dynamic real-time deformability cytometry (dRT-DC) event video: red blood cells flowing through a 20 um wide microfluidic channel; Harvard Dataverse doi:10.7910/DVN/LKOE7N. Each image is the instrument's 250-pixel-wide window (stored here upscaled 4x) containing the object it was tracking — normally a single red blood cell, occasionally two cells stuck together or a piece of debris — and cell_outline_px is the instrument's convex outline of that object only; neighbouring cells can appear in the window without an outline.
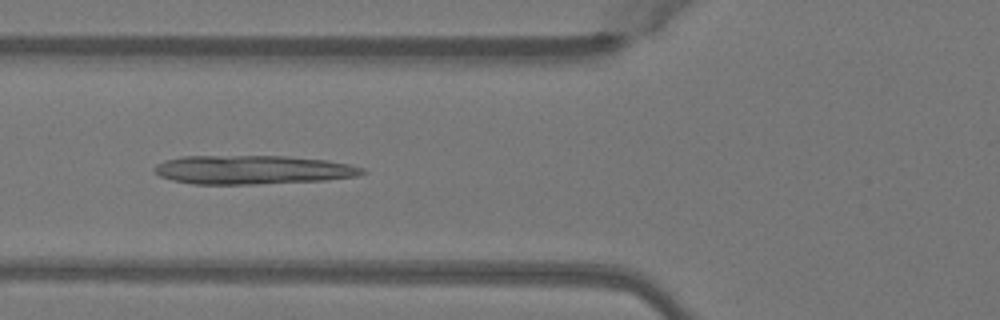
{"species": "Egyptian fruit bat (a non-hibernating species)", "species_latin": "Rousettus aegyptiacus", "temperature_condition": "warm", "stored_images_in_passage": 51, "segment_of_instrument_passage": [1, 2], "camera_frame_rate_fps": 3000, "um_per_image_px": 0.085, "animal": {"sex": "female"}, "frame": {"image": 1, "passage_image": 19, "time_ms": 6.0, "image_size_px": [1000, 320], "cell_outline_px": [[364, 172], [356, 176], [328, 180], [256, 184], [192, 184], [172, 180], [160, 176], [152, 168], [156, 164], [164, 160], [180, 156], [288, 156], [328, 160], [348, 164], [364, 168]], "centroid_in_image_um": [21.44, 14.43], "position_along_channel_um": 104.4, "area_um2": 35.08}}
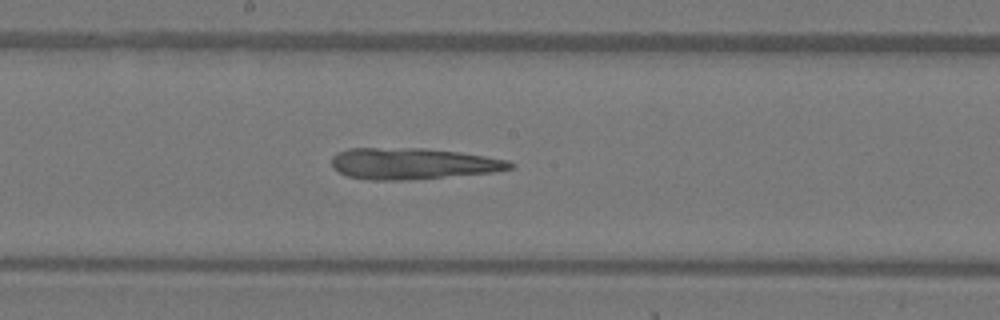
{"frame": {"image": 2, "passage_image": 27, "time_ms": 8.667, "image_size_px": [1000, 320], "cell_outline_px": [[516, 164], [512, 168], [492, 172], [404, 180], [368, 180], [348, 176], [332, 168], [332, 156], [336, 152], [348, 148], [424, 148], [460, 152], [508, 160]], "centroid_in_image_um": [35.04, 13.9], "position_along_channel_um": 213.2, "area_um2": 32.48}}
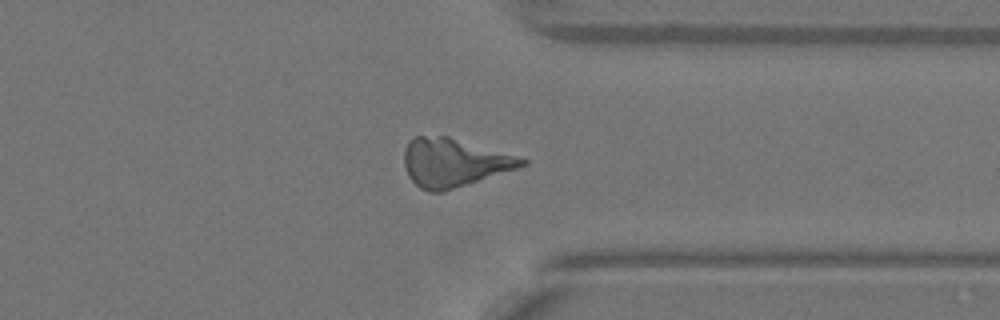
{"frame": {"image": 3, "passage_image": 39, "time_ms": 12.667, "image_size_px": [1000, 320], "cell_outline_px": [[528, 164], [444, 192], [428, 192], [420, 188], [408, 176], [404, 164], [404, 148], [408, 140], [412, 136], [448, 136], [516, 156], [528, 160]], "centroid_in_image_um": [38.52, 13.82], "position_along_channel_um": 372.9, "area_um2": 32.95}}